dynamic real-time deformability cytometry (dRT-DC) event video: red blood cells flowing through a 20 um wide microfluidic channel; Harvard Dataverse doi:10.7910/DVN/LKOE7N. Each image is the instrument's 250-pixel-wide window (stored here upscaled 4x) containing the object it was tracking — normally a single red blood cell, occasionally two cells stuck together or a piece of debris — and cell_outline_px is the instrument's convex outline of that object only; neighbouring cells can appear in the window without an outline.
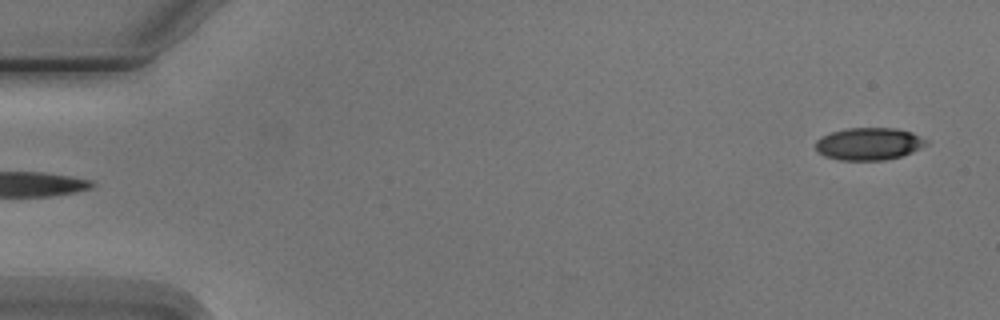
{"species": "Egyptian fruit bat (a non-hibernating species)", "species_latin": "Rousettus aegyptiacus", "temperature_condition": "cold", "stored_images_in_passage": 5, "segment_of_instrument_passage": [2, 2], "camera_frame_rate_fps": 3000, "um_per_image_px": 0.085, "animal": {"sex": "male"}, "frame": {"image": 1, "passage_image": 5, "time_ms": 4.667, "image_size_px": [1000, 320], "cell_outline_px": [[928, 144], [912, 152], [900, 156], [884, 160], [840, 160], [824, 156], [816, 148], [816, 140], [832, 132], [848, 128], [896, 128], [912, 132], [928, 140]], "centroid_in_image_um": [73.89, 12.22], "position_along_channel_um": 11.1, "area_um2": 20.75}}